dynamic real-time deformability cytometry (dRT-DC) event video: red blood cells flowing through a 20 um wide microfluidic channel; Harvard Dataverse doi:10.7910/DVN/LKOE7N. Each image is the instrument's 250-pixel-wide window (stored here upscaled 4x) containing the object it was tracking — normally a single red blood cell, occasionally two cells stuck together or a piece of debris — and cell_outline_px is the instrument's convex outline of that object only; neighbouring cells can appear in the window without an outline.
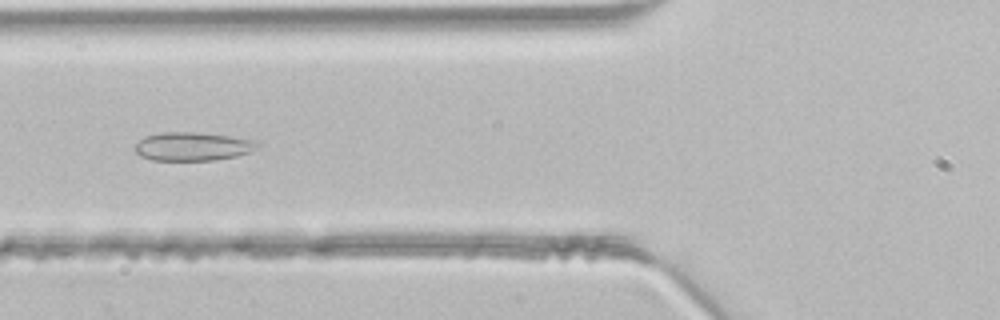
{"species": "common noctule bat (a hibernating species)", "species_latin": "Nyctalus noctula", "temperature_condition": "room temperature", "stored_images_in_passage": 40, "camera_frame_rate_fps": 3000, "um_per_image_px": 0.085, "animal": {"sex": "male", "body_mass_g": 21.5, "forearm_length_mm": 52.0}, "frame": {"image": 1, "passage_image": 12, "time_ms": 3.667, "image_size_px": [1000, 320], "cell_outline_px": [[260, 144], [252, 152], [236, 156], [216, 160], [152, 160], [140, 156], [132, 148], [144, 136], [164, 132], [192, 132], [228, 136], [252, 140]], "centroid_in_image_um": [16.34, 12.46], "position_along_channel_um": 109.5, "area_um2": 20.29}}
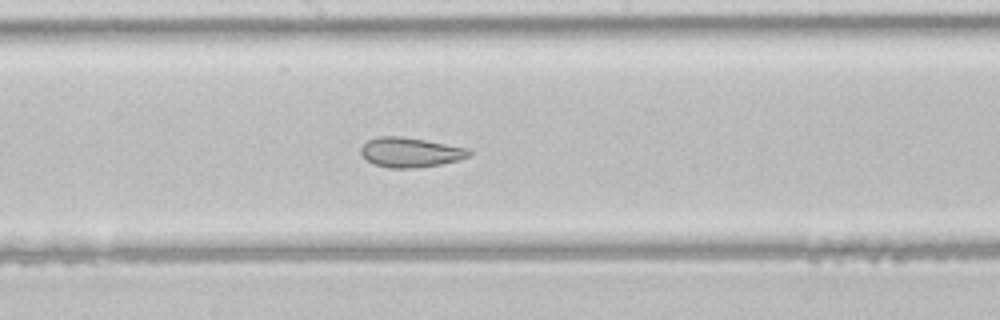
{"frame": {"image": 2, "passage_image": 19, "time_ms": 6.0, "image_size_px": [1000, 320], "cell_outline_px": [[472, 152], [468, 156], [460, 160], [440, 164], [416, 168], [392, 168], [372, 164], [360, 152], [360, 148], [368, 140], [380, 136], [400, 136], [424, 140], [468, 148]], "centroid_in_image_um": [34.88, 12.95], "position_along_channel_um": 213.3, "area_um2": 18.61}}
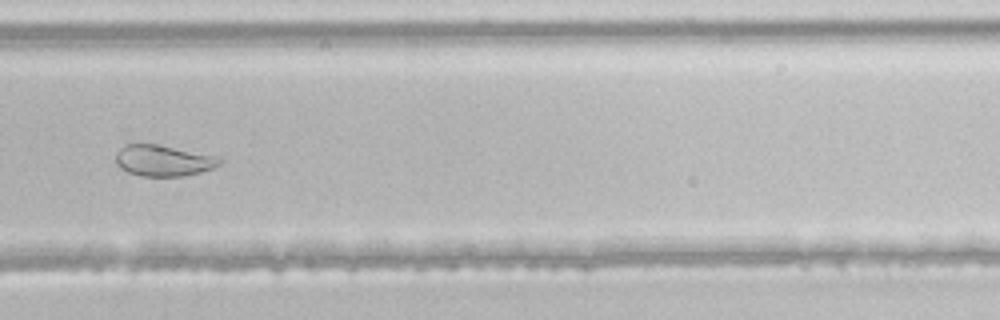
{"frame": {"image": 3, "passage_image": 26, "time_ms": 8.333, "image_size_px": [1000, 320], "cell_outline_px": [[224, 160], [220, 164], [212, 168], [200, 172], [184, 176], [140, 176], [128, 172], [120, 168], [116, 164], [116, 152], [120, 148], [128, 144], [156, 144], [220, 156]], "centroid_in_image_um": [13.91, 13.65], "position_along_channel_um": 315.9, "area_um2": 18.96}}